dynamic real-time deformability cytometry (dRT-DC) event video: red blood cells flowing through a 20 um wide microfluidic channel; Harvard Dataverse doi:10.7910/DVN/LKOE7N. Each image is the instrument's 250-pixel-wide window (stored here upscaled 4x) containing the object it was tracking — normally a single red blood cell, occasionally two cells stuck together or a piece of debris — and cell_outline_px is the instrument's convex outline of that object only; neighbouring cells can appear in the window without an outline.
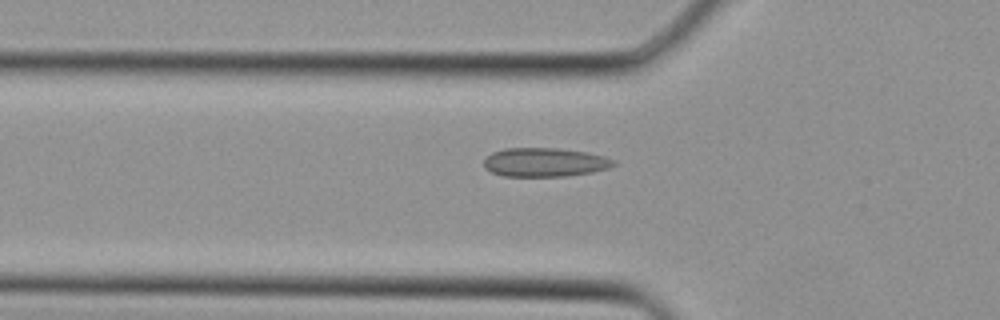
{"species": "Egyptian fruit bat (a non-hibernating species)", "species_latin": "Rousettus aegyptiacus", "temperature_condition": "cold", "stored_images_in_passage": 24, "camera_frame_rate_fps": 3000, "um_per_image_px": 0.085, "animal": {"sex": "female"}, "frame": {"image": 1, "passage_image": 5, "time_ms": 1.333, "image_size_px": [1000, 320], "cell_outline_px": [[616, 164], [608, 168], [592, 172], [564, 176], [504, 176], [492, 172], [484, 168], [484, 160], [492, 152], [504, 148], [560, 148], [588, 152], [604, 156], [616, 160]], "centroid_in_image_um": [46.32, 13.78], "position_along_channel_um": 79.5, "area_um2": 21.91}}
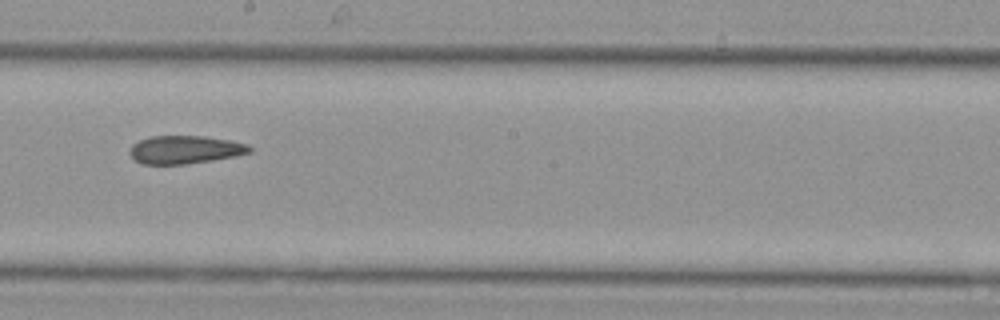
{"frame": {"image": 2, "passage_image": 13, "time_ms": 4.0, "image_size_px": [1000, 320], "cell_outline_px": [[252, 152], [212, 160], [184, 164], [144, 164], [136, 160], [128, 152], [132, 144], [140, 140], [152, 136], [204, 136], [228, 140], [248, 144], [252, 148]], "centroid_in_image_um": [15.71, 12.71], "position_along_channel_um": 232.5, "area_um2": 19.42}}
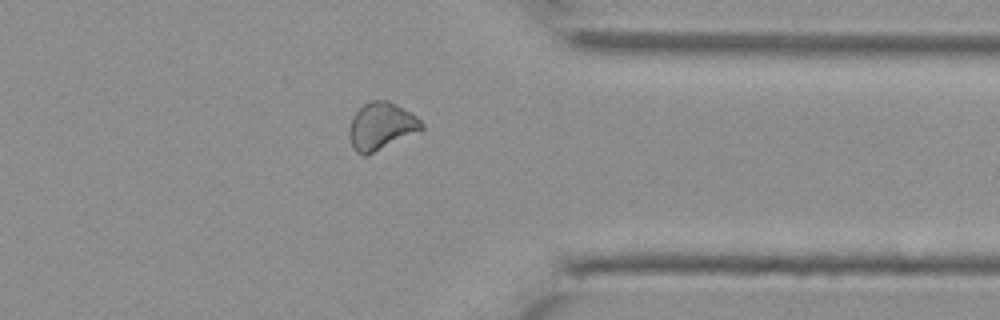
{"frame": {"image": 3, "passage_image": 21, "time_ms": 6.667, "image_size_px": [1000, 320], "cell_outline_px": [[424, 128], [368, 156], [360, 156], [352, 148], [348, 136], [348, 132], [352, 116], [364, 104], [372, 100], [388, 100], [396, 104], [416, 116], [424, 124]], "centroid_in_image_um": [32.36, 10.75], "position_along_channel_um": 379.0, "area_um2": 20.06}}